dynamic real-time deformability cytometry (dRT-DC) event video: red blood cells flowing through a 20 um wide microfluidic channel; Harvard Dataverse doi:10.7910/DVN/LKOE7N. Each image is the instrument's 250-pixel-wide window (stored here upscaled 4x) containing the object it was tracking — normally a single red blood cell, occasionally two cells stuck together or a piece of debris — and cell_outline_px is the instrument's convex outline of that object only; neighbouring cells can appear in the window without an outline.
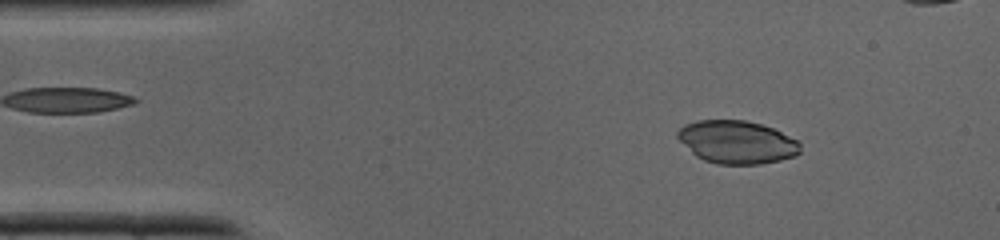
{"species": "common noctule bat (a hibernating species)", "species_latin": "Nyctalus noctula", "temperature_condition": "cold", "stored_images_in_passage": 31, "camera_frame_rate_fps": 3000, "um_per_image_px": 0.085, "animal": {"sex": "male", "body_mass_g": 19.0, "forearm_length_mm": 50.8}, "frame": {"image": 1, "passage_image": 3, "time_ms": 0.667, "image_size_px": [1000, 240], "cell_outline_px": [[800, 152], [796, 156], [780, 160], [760, 164], [716, 164], [704, 160], [696, 156], [676, 136], [676, 132], [684, 124], [696, 120], [744, 120], [760, 124], [772, 128], [800, 140]], "centroid_in_image_um": [62.65, 12.08], "position_along_channel_um": 22.3, "area_um2": 30.81}}